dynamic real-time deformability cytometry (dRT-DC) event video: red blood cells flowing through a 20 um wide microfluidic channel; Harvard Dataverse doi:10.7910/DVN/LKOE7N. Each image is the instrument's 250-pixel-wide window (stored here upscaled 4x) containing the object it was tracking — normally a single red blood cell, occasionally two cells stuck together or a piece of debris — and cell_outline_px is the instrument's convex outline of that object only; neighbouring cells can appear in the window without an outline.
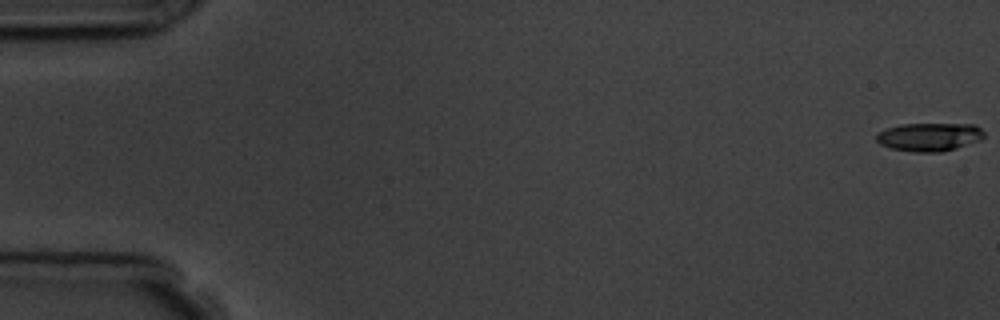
{"species": "common noctule bat (a hibernating species)", "species_latin": "Nyctalus noctula", "temperature_condition": "room temperature", "stored_images_in_passage": 4, "segment_of_instrument_passage": [2, 2], "camera_frame_rate_fps": 3000, "um_per_image_px": 0.085, "animal": {"sex": "male", "body_mass_g": 19.5, "forearm_length_mm": 54.6}, "frame": {"image": 1, "passage_image": 4, "time_ms": 3.667, "image_size_px": [1000, 320], "cell_outline_px": [[984, 136], [980, 140], [956, 148], [940, 152], [912, 152], [892, 148], [880, 144], [876, 140], [876, 132], [884, 128], [900, 124], [976, 124], [984, 132]], "centroid_in_image_um": [78.96, 11.63], "position_along_channel_um": 6.0, "area_um2": 17.92}}